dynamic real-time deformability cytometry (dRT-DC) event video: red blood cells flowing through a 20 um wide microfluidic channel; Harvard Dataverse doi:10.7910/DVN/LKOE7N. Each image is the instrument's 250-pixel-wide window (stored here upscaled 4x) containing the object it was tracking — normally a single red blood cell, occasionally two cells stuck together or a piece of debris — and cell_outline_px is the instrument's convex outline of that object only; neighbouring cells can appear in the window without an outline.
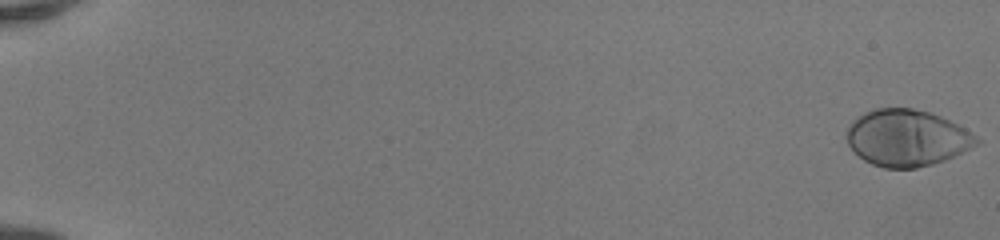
{"species": "human", "species_latin": "Homo sapiens", "temperature_condition": "room temperature", "stored_images_in_passage": 51, "camera_frame_rate_fps": 3000, "um_per_image_px": 0.085, "donor": {"sex": "female"}, "frame": {"image": 1, "passage_image": 1, "time_ms": 0.0, "image_size_px": [1000, 240], "cell_outline_px": [[980, 144], [944, 160], [932, 164], [916, 168], [884, 168], [872, 164], [864, 160], [848, 144], [848, 128], [852, 120], [856, 116], [872, 108], [912, 108], [932, 112], [964, 128], [976, 136], [980, 140]], "centroid_in_image_um": [77.08, 11.71], "position_along_channel_um": 7.9, "area_um2": 42.71}}
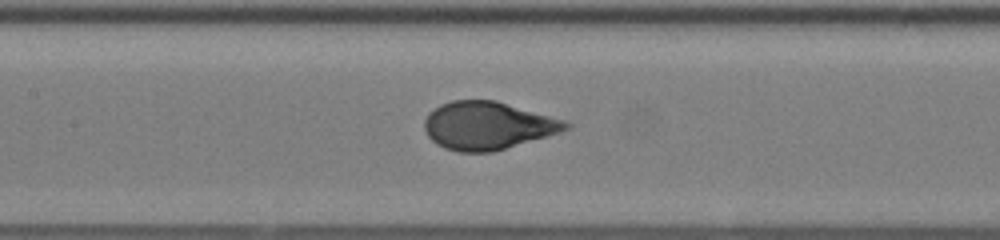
{"frame": {"image": 2, "passage_image": 27, "time_ms": 8.667, "image_size_px": [1000, 240], "cell_outline_px": [[572, 128], [560, 132], [492, 152], [460, 152], [444, 148], [436, 144], [428, 136], [424, 128], [424, 120], [428, 112], [440, 104], [452, 100], [496, 100], [564, 120], [572, 124]], "centroid_in_image_um": [41.43, 10.67], "position_along_channel_um": 166.0, "area_um2": 39.42}}
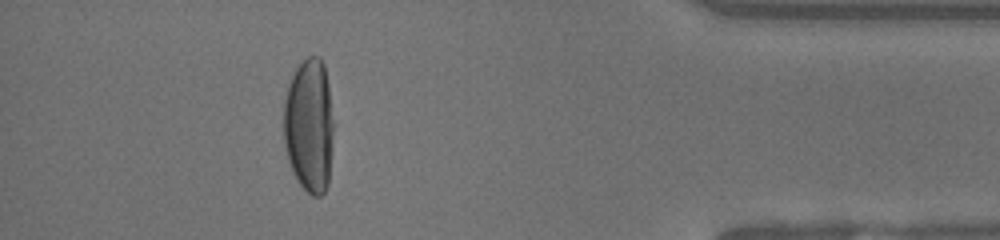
{"frame": {"image": 3, "passage_image": 47, "time_ms": 15.333, "image_size_px": [1000, 240], "cell_outline_px": [[336, 124], [328, 184], [324, 192], [320, 196], [312, 196], [300, 184], [288, 160], [284, 144], [284, 100], [292, 76], [296, 68], [308, 56], [320, 56], [324, 64]], "centroid_in_image_um": [26.33, 10.67], "position_along_channel_um": 408.9, "area_um2": 39.77}, "authors_computed_cell_mechanics": {"area_um2": 40.171, "velocity_mm_per_s": 4.1742, "shape_relaxation_time_tau1_ms": 3.4294, "shape_relaxation_time_tau2_ms": null, "deformation_change_tau1": 0.2293, "deformation_change_tau2": null}}